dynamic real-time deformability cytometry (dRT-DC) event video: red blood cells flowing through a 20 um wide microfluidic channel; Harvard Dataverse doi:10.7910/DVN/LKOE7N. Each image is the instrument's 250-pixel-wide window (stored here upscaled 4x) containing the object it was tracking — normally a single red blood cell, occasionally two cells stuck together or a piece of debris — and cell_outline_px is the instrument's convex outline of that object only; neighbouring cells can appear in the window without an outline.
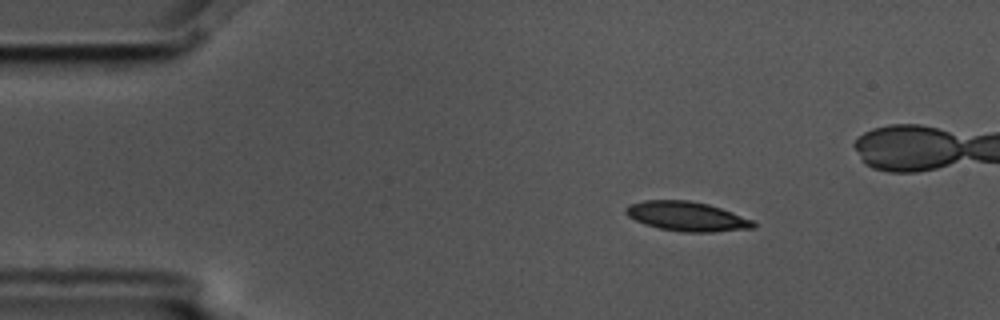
{"species": "common noctule bat (a hibernating species)", "species_latin": "Nyctalus noctula", "temperature_condition": "cold", "stored_images_in_passage": 5, "camera_frame_rate_fps": 3000, "um_per_image_px": 0.085, "animal": {"sex": "male", "body_mass_g": 17.5, "forearm_length_mm": 52.3}, "frame": {"image": 1, "passage_image": 2, "time_ms": 0.333, "image_size_px": [1000, 320], "cell_outline_px": [[756, 228], [712, 232], [684, 232], [660, 228], [644, 224], [628, 216], [624, 212], [624, 208], [628, 204], [644, 200], [688, 200], [708, 204], [732, 212], [752, 220], [756, 224]], "centroid_in_image_um": [58.36, 18.39], "position_along_channel_um": 26.6, "area_um2": 21.91}}